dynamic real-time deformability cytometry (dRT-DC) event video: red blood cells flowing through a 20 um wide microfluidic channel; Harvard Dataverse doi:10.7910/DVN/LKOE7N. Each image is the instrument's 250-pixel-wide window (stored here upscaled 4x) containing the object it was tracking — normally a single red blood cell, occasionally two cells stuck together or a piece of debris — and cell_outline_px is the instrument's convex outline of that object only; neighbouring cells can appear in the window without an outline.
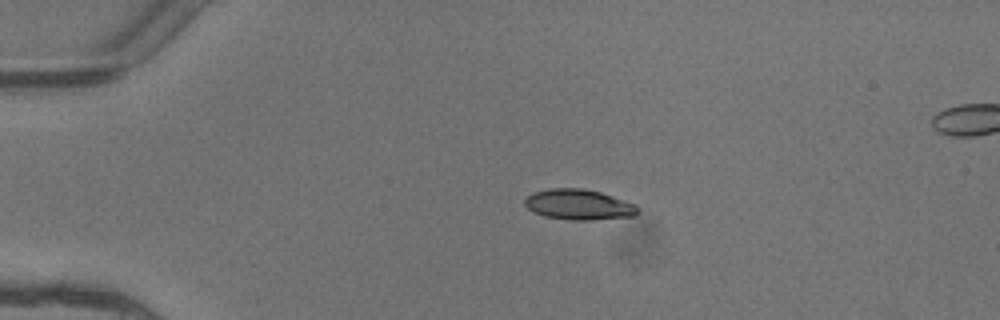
{"species": "common noctule bat (a hibernating species)", "species_latin": "Nyctalus noctula", "temperature_condition": "warm", "stored_images_in_passage": 3, "camera_frame_rate_fps": 3000, "um_per_image_px": 0.085, "animal": {"sex": "female"}, "frame": {"image": 1, "passage_image": 1, "time_ms": 0.0, "image_size_px": [1000, 320], "cell_outline_px": [[640, 208], [632, 216], [588, 220], [572, 220], [544, 216], [532, 212], [524, 204], [524, 196], [532, 192], [548, 188], [584, 188], [600, 192], [636, 204]], "centroid_in_image_um": [49.13, 17.37], "position_along_channel_um": 35.9, "area_um2": 20.17}}